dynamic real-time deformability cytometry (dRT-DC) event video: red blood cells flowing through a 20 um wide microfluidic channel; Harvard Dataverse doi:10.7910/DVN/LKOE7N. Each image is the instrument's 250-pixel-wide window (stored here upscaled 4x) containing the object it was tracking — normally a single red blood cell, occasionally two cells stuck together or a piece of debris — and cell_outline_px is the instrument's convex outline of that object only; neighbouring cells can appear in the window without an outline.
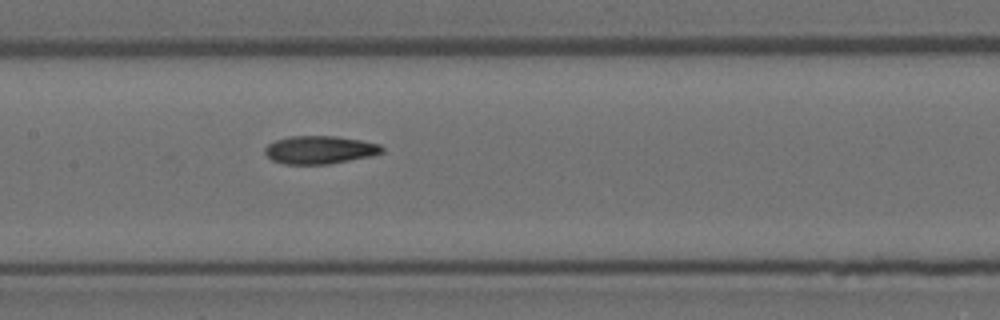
{"species": "Egyptian fruit bat (a non-hibernating species)", "species_latin": "Rousettus aegyptiacus", "temperature_condition": "room temperature", "stored_images_in_passage": 7, "camera_frame_rate_fps": 3000, "um_per_image_px": 0.085, "animal": {"sex": "female"}, "frame": {"image": 1, "passage_image": 7, "time_ms": 2.0, "image_size_px": [1000, 320], "cell_outline_px": [[384, 152], [368, 156], [328, 164], [284, 164], [272, 160], [264, 152], [264, 148], [268, 144], [276, 140], [288, 136], [336, 136], [360, 140], [380, 144], [384, 148]], "centroid_in_image_um": [27.15, 12.73], "position_along_channel_um": 180.2, "area_um2": 19.02}}